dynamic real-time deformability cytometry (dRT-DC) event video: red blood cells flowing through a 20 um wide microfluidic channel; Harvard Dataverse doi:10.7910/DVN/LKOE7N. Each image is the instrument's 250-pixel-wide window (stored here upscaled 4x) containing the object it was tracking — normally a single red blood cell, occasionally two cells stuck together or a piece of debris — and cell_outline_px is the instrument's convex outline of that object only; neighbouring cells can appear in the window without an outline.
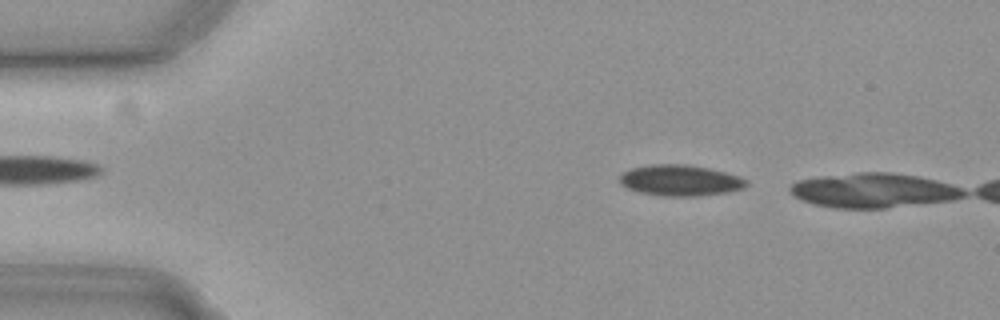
{"species": "common noctule bat (a hibernating species)", "species_latin": "Nyctalus noctula", "temperature_condition": "cold", "stored_images_in_passage": 5, "camera_frame_rate_fps": 3000, "um_per_image_px": 0.085, "animal": {"sex": "female", "body_mass_g": 19.3, "forearm_length_mm": 54.1}, "frame": {"image": 1, "passage_image": 3, "time_ms": 0.667, "image_size_px": [1000, 320], "cell_outline_px": [[748, 184], [744, 188], [728, 192], [696, 196], [664, 196], [640, 192], [628, 188], [620, 184], [620, 176], [624, 172], [632, 168], [652, 164], [684, 164], [708, 168], [740, 176], [748, 180]], "centroid_in_image_um": [57.85, 15.33], "position_along_channel_um": 27.2, "area_um2": 22.77}}